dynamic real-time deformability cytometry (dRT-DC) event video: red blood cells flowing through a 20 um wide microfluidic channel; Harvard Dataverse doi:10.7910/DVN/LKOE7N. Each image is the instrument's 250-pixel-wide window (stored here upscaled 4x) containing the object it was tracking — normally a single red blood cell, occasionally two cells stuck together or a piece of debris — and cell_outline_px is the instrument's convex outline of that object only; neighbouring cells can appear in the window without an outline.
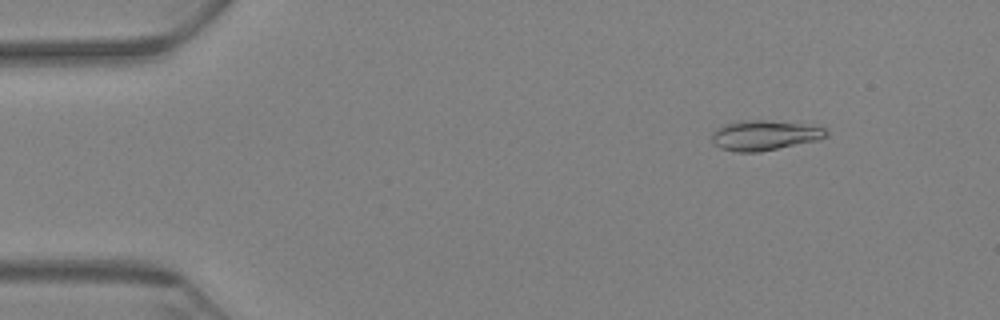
{"species": "Egyptian fruit bat (a non-hibernating species)", "species_latin": "Rousettus aegyptiacus", "temperature_condition": "warm", "stored_images_in_passage": 65, "camera_frame_rate_fps": 3000, "um_per_image_px": 0.085, "animal": {"sex": "female"}, "frame": {"image": 1, "passage_image": 7, "time_ms": 2.0, "image_size_px": [1000, 320], "cell_outline_px": [[828, 136], [816, 140], [760, 152], [736, 152], [720, 148], [712, 140], [712, 132], [716, 128], [724, 124], [740, 120], [764, 120], [800, 124], [824, 128], [828, 132]], "centroid_in_image_um": [64.93, 11.5], "position_along_channel_um": 20.1, "area_um2": 19.77}}
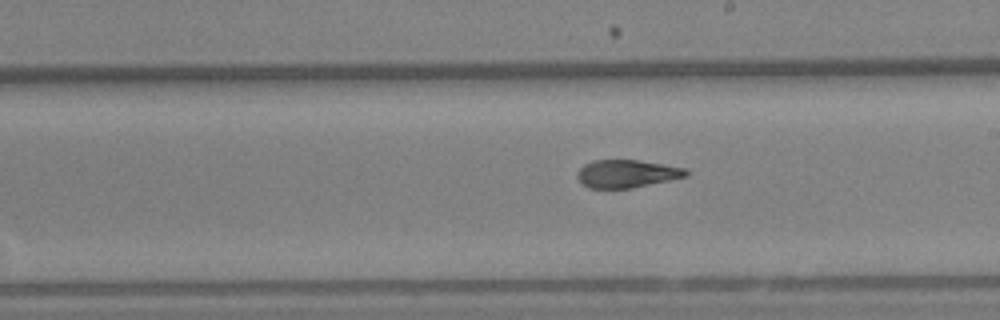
{"frame": {"image": 2, "passage_image": 37, "time_ms": 12.0, "image_size_px": [1000, 320], "cell_outline_px": [[688, 176], [632, 188], [588, 188], [580, 184], [576, 176], [576, 172], [584, 164], [592, 160], [636, 160], [664, 164], [688, 168]], "centroid_in_image_um": [53.25, 14.76], "position_along_channel_um": 235.8, "area_um2": 17.86}}
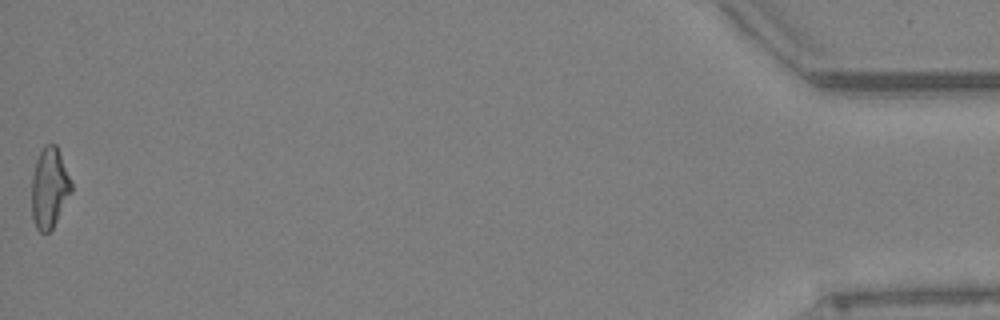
{"frame": {"image": 3, "passage_image": 65, "time_ms": 21.333, "image_size_px": [1000, 320], "cell_outline_px": [[72, 192], [52, 228], [48, 232], [40, 232], [36, 228], [32, 216], [32, 176], [36, 160], [44, 144], [56, 144], [72, 180]], "centroid_in_image_um": [4.21, 15.95], "position_along_channel_um": 431.0, "area_um2": 18.61}, "authors_computed_cell_mechanics": {"area_um2": 18.6694, "velocity_mm_per_s": 3.131, "shape_relaxation_time_tau1_ms": null, "shape_relaxation_time_tau2_ms": 2.6158, "deformation_change_tau1": null, "deformation_change_tau2": 0.093}}